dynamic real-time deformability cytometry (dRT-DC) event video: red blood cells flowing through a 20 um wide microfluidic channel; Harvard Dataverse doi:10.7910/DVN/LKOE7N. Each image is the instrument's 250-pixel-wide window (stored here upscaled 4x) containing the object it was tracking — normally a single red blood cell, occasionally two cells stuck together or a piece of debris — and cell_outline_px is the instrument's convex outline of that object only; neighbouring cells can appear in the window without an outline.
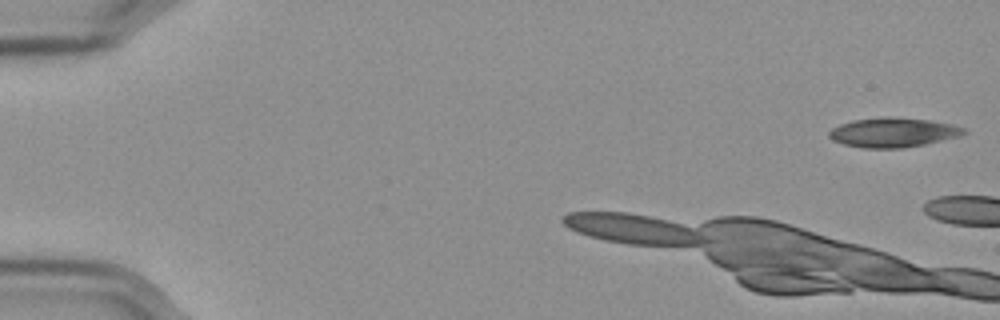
{"species": "Egyptian fruit bat (a non-hibernating species)", "species_latin": "Rousettus aegyptiacus", "temperature_condition": "cold", "stored_images_in_passage": 6, "camera_frame_rate_fps": 3000, "um_per_image_px": 0.085, "frame": {"image": 1, "passage_image": 1, "time_ms": 0.0, "image_size_px": [1000, 320], "cell_outline_px": [[964, 132], [956, 136], [924, 144], [900, 148], [860, 148], [844, 144], [832, 140], [828, 136], [828, 132], [832, 128], [840, 124], [852, 120], [928, 120], [952, 124], [964, 128]], "centroid_in_image_um": [75.83, 11.31], "position_along_channel_um": 9.2, "area_um2": 21.79}}